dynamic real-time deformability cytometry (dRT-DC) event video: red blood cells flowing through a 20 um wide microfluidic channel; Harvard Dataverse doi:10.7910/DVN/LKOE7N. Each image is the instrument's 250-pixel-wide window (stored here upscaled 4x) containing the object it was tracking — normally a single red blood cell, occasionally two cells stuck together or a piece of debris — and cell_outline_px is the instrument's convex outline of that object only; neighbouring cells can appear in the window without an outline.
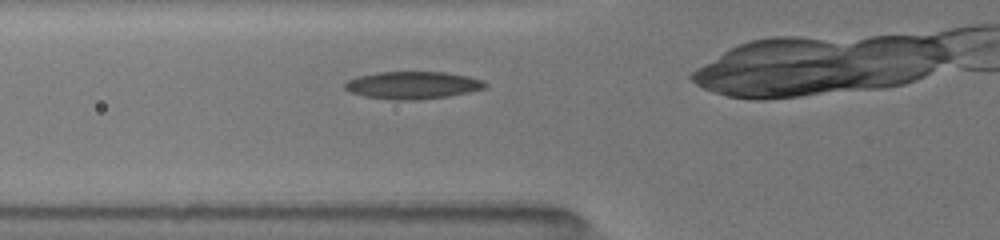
{"species": "common noctule bat (a hibernating species)", "species_latin": "Nyctalus noctula", "temperature_condition": "room temperature", "stored_images_in_passage": 3, "camera_frame_rate_fps": 3000, "um_per_image_px": 0.085, "animal": {"sex": "female", "body_mass_g": 19.5, "forearm_length_mm": 54.1}, "frame": {"image": 1, "passage_image": 2, "time_ms": 0.667, "image_size_px": [1000, 240], "cell_outline_px": [[488, 84], [484, 88], [468, 92], [448, 96], [416, 100], [392, 100], [364, 96], [352, 92], [344, 88], [344, 84], [348, 80], [356, 76], [376, 72], [448, 72], [468, 76], [484, 80]], "centroid_in_image_um": [35.07, 7.23], "position_along_channel_um": 90.7, "area_um2": 22.54}}